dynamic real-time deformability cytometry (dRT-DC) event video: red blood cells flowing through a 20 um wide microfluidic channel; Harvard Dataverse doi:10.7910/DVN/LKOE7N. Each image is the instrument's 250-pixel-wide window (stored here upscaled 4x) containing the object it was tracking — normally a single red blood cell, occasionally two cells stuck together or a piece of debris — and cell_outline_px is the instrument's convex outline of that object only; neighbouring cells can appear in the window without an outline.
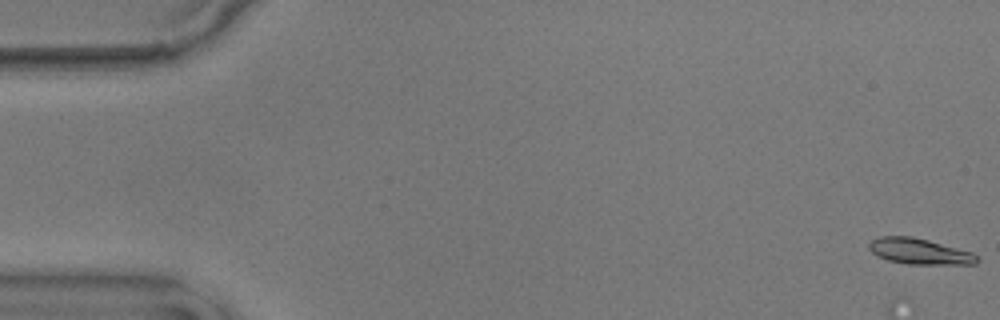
{"species": "common noctule bat (a hibernating species)", "species_latin": "Nyctalus noctula", "temperature_condition": "warm", "stored_images_in_passage": 28, "camera_frame_rate_fps": 3000, "um_per_image_px": 0.085, "animal": {"sex": "male", "body_mass_g": 17.9}, "frame": {"image": 1, "passage_image": 1, "time_ms": 0.0, "image_size_px": [1000, 320], "cell_outline_px": [[980, 260], [976, 264], [908, 264], [888, 260], [876, 256], [868, 248], [868, 244], [872, 240], [880, 236], [912, 236], [928, 240], [972, 252]], "centroid_in_image_um": [78.13, 21.37], "position_along_channel_um": 6.9, "area_um2": 16.24}}
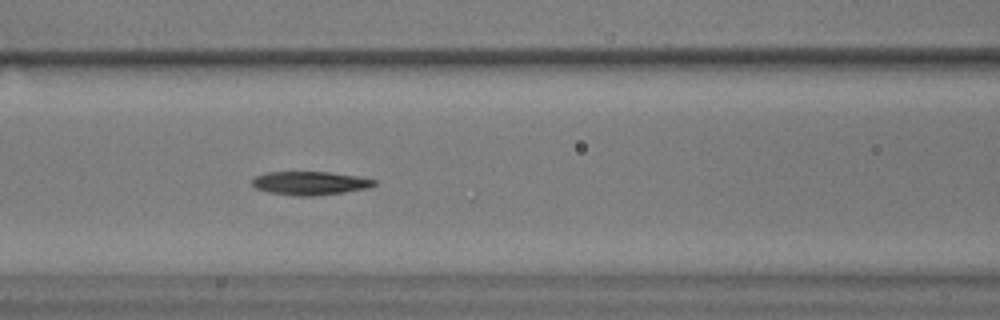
{"frame": {"image": 2, "passage_image": 24, "time_ms": 7.667, "image_size_px": [1000, 320], "cell_outline_px": [[376, 184], [368, 188], [344, 192], [312, 196], [300, 196], [268, 192], [256, 188], [252, 184], [252, 180], [256, 176], [268, 172], [332, 172], [360, 176], [376, 180]], "centroid_in_image_um": [26.39, 15.56], "position_along_channel_um": 140.2, "area_um2": 16.7}}
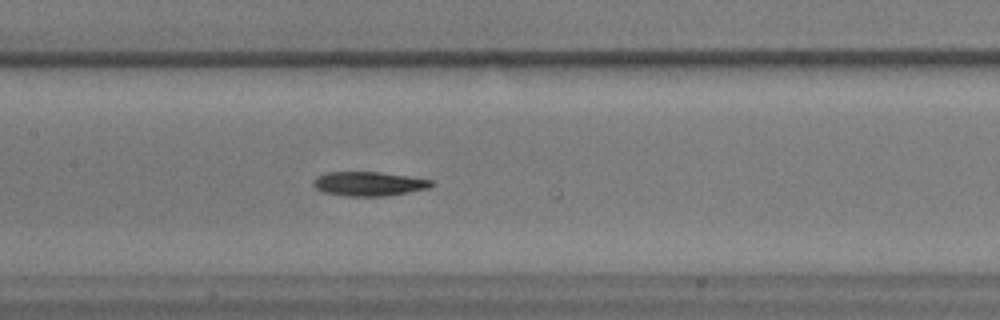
{"frame": {"image": 3, "passage_image": 27, "time_ms": 8.667, "image_size_px": [1000, 320], "cell_outline_px": [[436, 184], [428, 188], [408, 192], [384, 196], [344, 196], [320, 192], [312, 184], [312, 180], [316, 176], [324, 172], [380, 172], [432, 180]], "centroid_in_image_um": [31.28, 15.62], "position_along_channel_um": 176.1, "area_um2": 16.82}}